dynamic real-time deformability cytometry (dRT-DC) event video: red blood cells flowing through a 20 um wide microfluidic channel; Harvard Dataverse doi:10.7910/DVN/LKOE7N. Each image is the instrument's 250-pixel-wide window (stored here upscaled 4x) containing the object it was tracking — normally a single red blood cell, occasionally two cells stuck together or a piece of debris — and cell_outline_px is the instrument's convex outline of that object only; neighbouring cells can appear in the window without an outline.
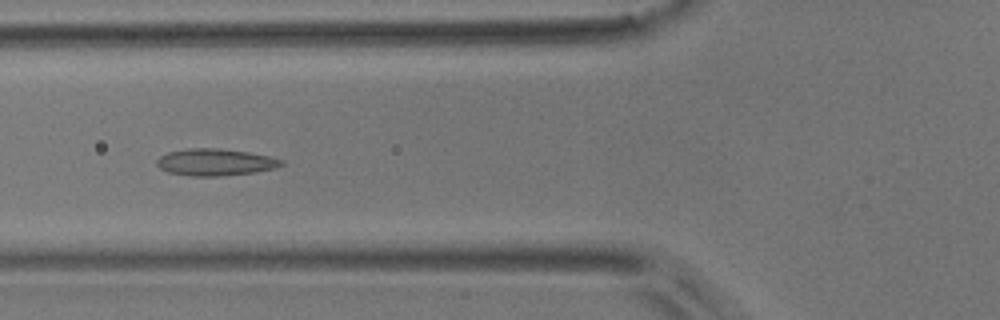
{"species": "common noctule bat (a hibernating species)", "species_latin": "Nyctalus noctula", "temperature_condition": "room temperature", "stored_images_in_passage": 10, "camera_frame_rate_fps": 3000, "um_per_image_px": 0.085, "animal": {"sex": "male", "body_mass_g": 17.9}, "frame": {"image": 1, "passage_image": 5, "time_ms": 5.667, "image_size_px": [1000, 320], "cell_outline_px": [[284, 164], [276, 168], [256, 172], [216, 176], [192, 176], [168, 172], [160, 168], [156, 164], [156, 160], [160, 156], [168, 152], [188, 148], [220, 148], [248, 152], [268, 156], [284, 160]], "centroid_in_image_um": [18.3, 13.78], "position_along_channel_um": 107.5, "area_um2": 19.54}}
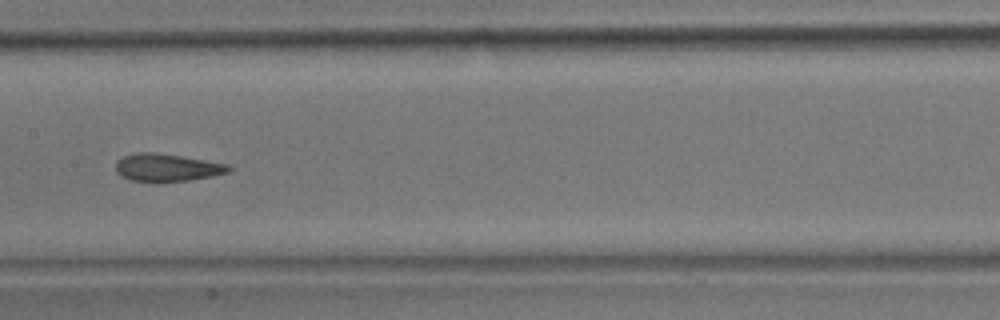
{"frame": {"image": 2, "passage_image": 7, "time_ms": 8.0, "image_size_px": [1000, 320], "cell_outline_px": [[232, 168], [228, 172], [212, 176], [188, 180], [160, 184], [152, 184], [128, 180], [120, 176], [116, 172], [116, 160], [124, 156], [140, 152], [152, 152], [180, 156], [228, 164]], "centroid_in_image_um": [14.12, 14.29], "position_along_channel_um": 193.3, "area_um2": 18.67}}
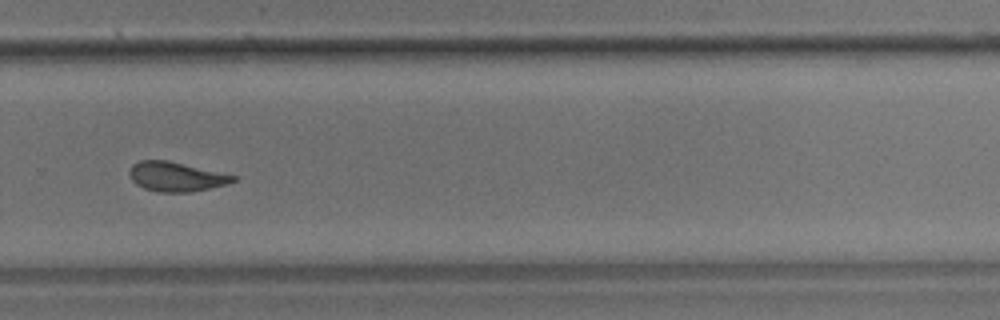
{"frame": {"image": 3, "passage_image": 10, "time_ms": 11.333, "image_size_px": [1000, 320], "cell_outline_px": [[236, 180], [228, 184], [192, 192], [156, 192], [144, 188], [136, 184], [132, 180], [128, 172], [132, 164], [140, 160], [168, 160], [236, 176]], "centroid_in_image_um": [14.94, 15.02], "position_along_channel_um": 314.9, "area_um2": 17.8}}